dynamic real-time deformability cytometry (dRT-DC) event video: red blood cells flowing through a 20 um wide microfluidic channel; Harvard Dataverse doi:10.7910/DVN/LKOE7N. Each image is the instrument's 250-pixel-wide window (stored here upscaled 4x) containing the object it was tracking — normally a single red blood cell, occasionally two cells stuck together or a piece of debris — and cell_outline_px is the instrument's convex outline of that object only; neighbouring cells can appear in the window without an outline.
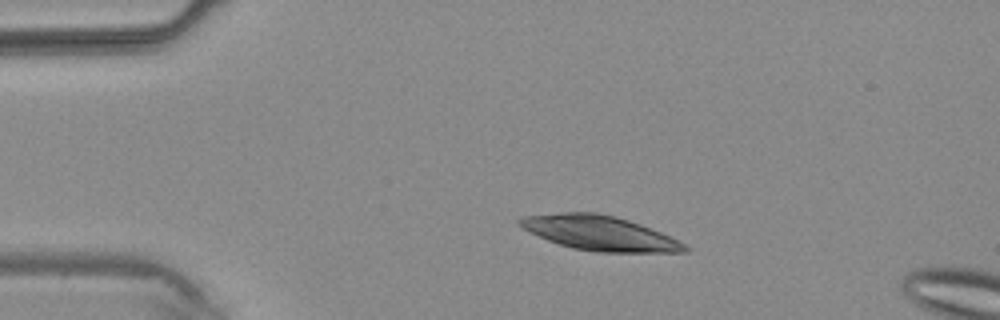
{"species": "common noctule bat (a hibernating species)", "species_latin": "Nyctalus noctula", "temperature_condition": "warm", "stored_images_in_passage": 3, "camera_frame_rate_fps": 3000, "um_per_image_px": 0.085, "animal": {"sex": "male", "body_mass_g": 20.4}, "frame": {"image": 1, "passage_image": 2, "time_ms": 1.0, "image_size_px": [1000, 320], "cell_outline_px": [[692, 248], [688, 252], [596, 252], [572, 248], [548, 240], [516, 224], [516, 220], [520, 216], [560, 212], [596, 212], [616, 216], [640, 224], [680, 240]], "centroid_in_image_um": [50.99, 19.8], "position_along_channel_um": 34.0, "area_um2": 33.47}}